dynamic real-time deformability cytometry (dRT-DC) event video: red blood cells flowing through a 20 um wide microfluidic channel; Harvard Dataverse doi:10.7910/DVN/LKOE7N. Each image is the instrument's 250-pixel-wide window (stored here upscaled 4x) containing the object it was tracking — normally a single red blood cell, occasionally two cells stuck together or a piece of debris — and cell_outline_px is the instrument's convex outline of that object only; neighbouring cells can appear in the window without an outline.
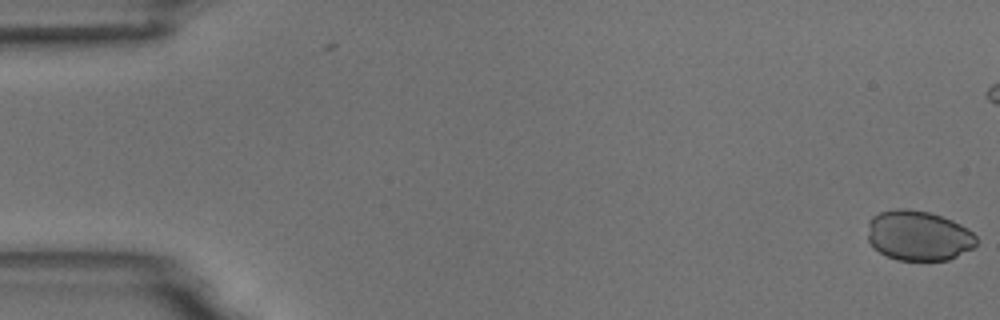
{"species": "common noctule bat (a hibernating species)", "species_latin": "Nyctalus noctula", "temperature_condition": "room temperature", "stored_images_in_passage": 6, "camera_frame_rate_fps": 3000, "um_per_image_px": 0.085, "animal": {"sex": "male", "body_mass_g": 18.8}, "frame": {"image": 1, "passage_image": 1, "time_ms": 0.0, "image_size_px": [1000, 320], "cell_outline_px": [[976, 244], [972, 248], [948, 260], [896, 260], [872, 248], [868, 240], [868, 220], [872, 216], [880, 212], [896, 208], [908, 208], [928, 212], [952, 220], [968, 228], [976, 236]], "centroid_in_image_um": [78.03, 20.02], "position_along_channel_um": 7.0, "area_um2": 31.85}}
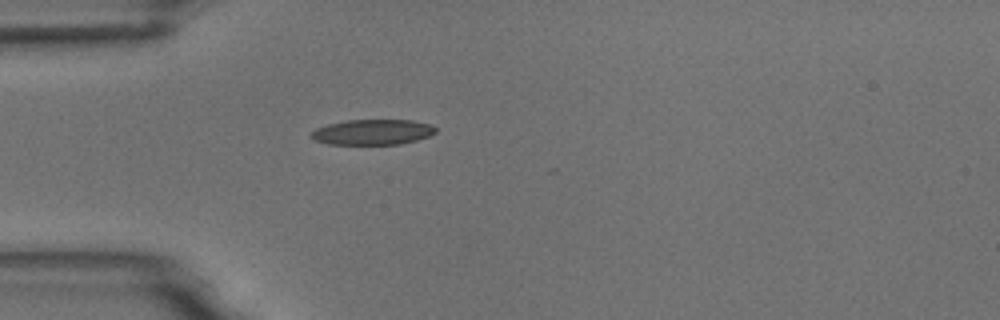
{"frame": {"image": 2, "passage_image": 6, "time_ms": 6.667, "image_size_px": [1000, 320], "cell_outline_px": [[436, 132], [428, 136], [416, 140], [400, 144], [328, 144], [316, 140], [308, 136], [316, 128], [328, 124], [348, 120], [412, 120], [428, 124], [436, 128]], "centroid_in_image_um": [31.65, 11.23], "position_along_channel_um": 53.4, "area_um2": 18.26}}